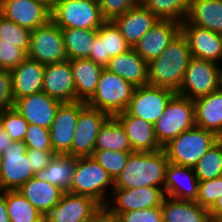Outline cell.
I'll return each mask as SVG.
<instances>
[{"label":"cell","mask_w":222,"mask_h":222,"mask_svg":"<svg viewBox=\"0 0 222 222\" xmlns=\"http://www.w3.org/2000/svg\"><path fill=\"white\" fill-rule=\"evenodd\" d=\"M191 58L188 41L180 33L159 57L148 62V84L177 92Z\"/></svg>","instance_id":"6da1fadb"},{"label":"cell","mask_w":222,"mask_h":222,"mask_svg":"<svg viewBox=\"0 0 222 222\" xmlns=\"http://www.w3.org/2000/svg\"><path fill=\"white\" fill-rule=\"evenodd\" d=\"M169 160L164 149L155 152H133L121 173L114 180V188L144 186L163 187Z\"/></svg>","instance_id":"7a4b0ae2"},{"label":"cell","mask_w":222,"mask_h":222,"mask_svg":"<svg viewBox=\"0 0 222 222\" xmlns=\"http://www.w3.org/2000/svg\"><path fill=\"white\" fill-rule=\"evenodd\" d=\"M219 139L212 131L194 126L172 139L163 149L169 163L193 168Z\"/></svg>","instance_id":"3957f363"},{"label":"cell","mask_w":222,"mask_h":222,"mask_svg":"<svg viewBox=\"0 0 222 222\" xmlns=\"http://www.w3.org/2000/svg\"><path fill=\"white\" fill-rule=\"evenodd\" d=\"M108 185L112 186V192L113 179L93 156L76 157L69 193L89 196L101 205H106L109 201L108 196H105L106 189L110 187Z\"/></svg>","instance_id":"277c9868"},{"label":"cell","mask_w":222,"mask_h":222,"mask_svg":"<svg viewBox=\"0 0 222 222\" xmlns=\"http://www.w3.org/2000/svg\"><path fill=\"white\" fill-rule=\"evenodd\" d=\"M134 90L132 83L103 68L95 94L86 103L114 117L126 111Z\"/></svg>","instance_id":"5b68a950"},{"label":"cell","mask_w":222,"mask_h":222,"mask_svg":"<svg viewBox=\"0 0 222 222\" xmlns=\"http://www.w3.org/2000/svg\"><path fill=\"white\" fill-rule=\"evenodd\" d=\"M51 20L61 29L98 30L107 20L98 0H57L51 10Z\"/></svg>","instance_id":"8992f818"},{"label":"cell","mask_w":222,"mask_h":222,"mask_svg":"<svg viewBox=\"0 0 222 222\" xmlns=\"http://www.w3.org/2000/svg\"><path fill=\"white\" fill-rule=\"evenodd\" d=\"M196 126L193 100L175 93L166 105L163 115L155 122L154 132L163 148L182 132Z\"/></svg>","instance_id":"52a82bcc"},{"label":"cell","mask_w":222,"mask_h":222,"mask_svg":"<svg viewBox=\"0 0 222 222\" xmlns=\"http://www.w3.org/2000/svg\"><path fill=\"white\" fill-rule=\"evenodd\" d=\"M26 57L44 66L68 60L62 30L51 19L46 24L31 30Z\"/></svg>","instance_id":"ba28073f"},{"label":"cell","mask_w":222,"mask_h":222,"mask_svg":"<svg viewBox=\"0 0 222 222\" xmlns=\"http://www.w3.org/2000/svg\"><path fill=\"white\" fill-rule=\"evenodd\" d=\"M220 69L218 63L192 57L176 93L195 100L219 90Z\"/></svg>","instance_id":"9c48e42d"},{"label":"cell","mask_w":222,"mask_h":222,"mask_svg":"<svg viewBox=\"0 0 222 222\" xmlns=\"http://www.w3.org/2000/svg\"><path fill=\"white\" fill-rule=\"evenodd\" d=\"M175 93L172 89L149 84L135 87L126 112L155 124L163 115L167 103Z\"/></svg>","instance_id":"30bf717a"},{"label":"cell","mask_w":222,"mask_h":222,"mask_svg":"<svg viewBox=\"0 0 222 222\" xmlns=\"http://www.w3.org/2000/svg\"><path fill=\"white\" fill-rule=\"evenodd\" d=\"M27 146L23 141L13 142L2 153L0 171V191L18 190L25 182L34 177Z\"/></svg>","instance_id":"8fae6325"},{"label":"cell","mask_w":222,"mask_h":222,"mask_svg":"<svg viewBox=\"0 0 222 222\" xmlns=\"http://www.w3.org/2000/svg\"><path fill=\"white\" fill-rule=\"evenodd\" d=\"M110 117L106 112L86 104L79 112L71 145V156H92L97 135Z\"/></svg>","instance_id":"7c38bea8"},{"label":"cell","mask_w":222,"mask_h":222,"mask_svg":"<svg viewBox=\"0 0 222 222\" xmlns=\"http://www.w3.org/2000/svg\"><path fill=\"white\" fill-rule=\"evenodd\" d=\"M86 104L83 101L60 104L50 127L51 145L57 155L71 156V145L79 112Z\"/></svg>","instance_id":"4fadbf2b"},{"label":"cell","mask_w":222,"mask_h":222,"mask_svg":"<svg viewBox=\"0 0 222 222\" xmlns=\"http://www.w3.org/2000/svg\"><path fill=\"white\" fill-rule=\"evenodd\" d=\"M112 193L115 195L114 206L110 202L111 199L106 206L116 215L161 206L165 197L163 188L154 186L113 188Z\"/></svg>","instance_id":"5bb4252c"},{"label":"cell","mask_w":222,"mask_h":222,"mask_svg":"<svg viewBox=\"0 0 222 222\" xmlns=\"http://www.w3.org/2000/svg\"><path fill=\"white\" fill-rule=\"evenodd\" d=\"M0 14L30 31L51 19V10L36 0H0Z\"/></svg>","instance_id":"9a60e30c"},{"label":"cell","mask_w":222,"mask_h":222,"mask_svg":"<svg viewBox=\"0 0 222 222\" xmlns=\"http://www.w3.org/2000/svg\"><path fill=\"white\" fill-rule=\"evenodd\" d=\"M101 204L94 198L64 192L58 204L45 216V222H88Z\"/></svg>","instance_id":"2e32d148"},{"label":"cell","mask_w":222,"mask_h":222,"mask_svg":"<svg viewBox=\"0 0 222 222\" xmlns=\"http://www.w3.org/2000/svg\"><path fill=\"white\" fill-rule=\"evenodd\" d=\"M180 33L181 23L174 20H159L133 49L148 63L159 57Z\"/></svg>","instance_id":"e0dca14e"},{"label":"cell","mask_w":222,"mask_h":222,"mask_svg":"<svg viewBox=\"0 0 222 222\" xmlns=\"http://www.w3.org/2000/svg\"><path fill=\"white\" fill-rule=\"evenodd\" d=\"M61 103L41 91L16 99L13 108L24 117L28 124L50 129Z\"/></svg>","instance_id":"ac0fdd59"},{"label":"cell","mask_w":222,"mask_h":222,"mask_svg":"<svg viewBox=\"0 0 222 222\" xmlns=\"http://www.w3.org/2000/svg\"><path fill=\"white\" fill-rule=\"evenodd\" d=\"M181 33L188 41L191 55L214 63L222 59V34L189 24L181 23Z\"/></svg>","instance_id":"d6986e66"},{"label":"cell","mask_w":222,"mask_h":222,"mask_svg":"<svg viewBox=\"0 0 222 222\" xmlns=\"http://www.w3.org/2000/svg\"><path fill=\"white\" fill-rule=\"evenodd\" d=\"M42 91L62 103L75 101V83L70 60L45 66Z\"/></svg>","instance_id":"ffe728a7"},{"label":"cell","mask_w":222,"mask_h":222,"mask_svg":"<svg viewBox=\"0 0 222 222\" xmlns=\"http://www.w3.org/2000/svg\"><path fill=\"white\" fill-rule=\"evenodd\" d=\"M114 117L124 127L132 152H155L162 149L155 136L154 124L129 115L126 111Z\"/></svg>","instance_id":"44dd1931"},{"label":"cell","mask_w":222,"mask_h":222,"mask_svg":"<svg viewBox=\"0 0 222 222\" xmlns=\"http://www.w3.org/2000/svg\"><path fill=\"white\" fill-rule=\"evenodd\" d=\"M159 21V19L141 4L117 16L112 22L133 48L137 42Z\"/></svg>","instance_id":"7402d4cb"},{"label":"cell","mask_w":222,"mask_h":222,"mask_svg":"<svg viewBox=\"0 0 222 222\" xmlns=\"http://www.w3.org/2000/svg\"><path fill=\"white\" fill-rule=\"evenodd\" d=\"M183 179H186L185 183L188 185H183L184 182H181ZM198 188L199 180L193 168L172 163L168 164L164 184L165 196L178 200L196 201Z\"/></svg>","instance_id":"603a6c76"},{"label":"cell","mask_w":222,"mask_h":222,"mask_svg":"<svg viewBox=\"0 0 222 222\" xmlns=\"http://www.w3.org/2000/svg\"><path fill=\"white\" fill-rule=\"evenodd\" d=\"M44 69L40 62L26 57L10 71L14 101L42 91Z\"/></svg>","instance_id":"cb8c5ba5"},{"label":"cell","mask_w":222,"mask_h":222,"mask_svg":"<svg viewBox=\"0 0 222 222\" xmlns=\"http://www.w3.org/2000/svg\"><path fill=\"white\" fill-rule=\"evenodd\" d=\"M105 69L117 74L135 87L148 84V63L133 48L123 54L112 57Z\"/></svg>","instance_id":"d4e9b609"},{"label":"cell","mask_w":222,"mask_h":222,"mask_svg":"<svg viewBox=\"0 0 222 222\" xmlns=\"http://www.w3.org/2000/svg\"><path fill=\"white\" fill-rule=\"evenodd\" d=\"M196 126L222 138V89L193 100Z\"/></svg>","instance_id":"484cf974"},{"label":"cell","mask_w":222,"mask_h":222,"mask_svg":"<svg viewBox=\"0 0 222 222\" xmlns=\"http://www.w3.org/2000/svg\"><path fill=\"white\" fill-rule=\"evenodd\" d=\"M70 65L75 83V101L87 102L95 94L104 67L87 58L70 60Z\"/></svg>","instance_id":"4316f807"},{"label":"cell","mask_w":222,"mask_h":222,"mask_svg":"<svg viewBox=\"0 0 222 222\" xmlns=\"http://www.w3.org/2000/svg\"><path fill=\"white\" fill-rule=\"evenodd\" d=\"M18 191L44 216L61 199L64 191L48 181H40L35 176L25 182Z\"/></svg>","instance_id":"83f0119b"},{"label":"cell","mask_w":222,"mask_h":222,"mask_svg":"<svg viewBox=\"0 0 222 222\" xmlns=\"http://www.w3.org/2000/svg\"><path fill=\"white\" fill-rule=\"evenodd\" d=\"M163 222H209V210L196 201L165 196L162 202Z\"/></svg>","instance_id":"f1b7e54d"},{"label":"cell","mask_w":222,"mask_h":222,"mask_svg":"<svg viewBox=\"0 0 222 222\" xmlns=\"http://www.w3.org/2000/svg\"><path fill=\"white\" fill-rule=\"evenodd\" d=\"M189 24L222 34V0H191Z\"/></svg>","instance_id":"f546056e"},{"label":"cell","mask_w":222,"mask_h":222,"mask_svg":"<svg viewBox=\"0 0 222 222\" xmlns=\"http://www.w3.org/2000/svg\"><path fill=\"white\" fill-rule=\"evenodd\" d=\"M75 164L76 157L74 156L56 155L46 168L35 174V177L40 181H48L64 192H68L71 187Z\"/></svg>","instance_id":"4dcf8cb0"},{"label":"cell","mask_w":222,"mask_h":222,"mask_svg":"<svg viewBox=\"0 0 222 222\" xmlns=\"http://www.w3.org/2000/svg\"><path fill=\"white\" fill-rule=\"evenodd\" d=\"M61 30L68 60L88 58L98 30L74 28Z\"/></svg>","instance_id":"1f68e13d"},{"label":"cell","mask_w":222,"mask_h":222,"mask_svg":"<svg viewBox=\"0 0 222 222\" xmlns=\"http://www.w3.org/2000/svg\"><path fill=\"white\" fill-rule=\"evenodd\" d=\"M95 150L132 151L124 127L115 117H110L101 127Z\"/></svg>","instance_id":"d6a6232c"},{"label":"cell","mask_w":222,"mask_h":222,"mask_svg":"<svg viewBox=\"0 0 222 222\" xmlns=\"http://www.w3.org/2000/svg\"><path fill=\"white\" fill-rule=\"evenodd\" d=\"M5 203L10 222H45V216L18 190L5 191Z\"/></svg>","instance_id":"836d02e7"},{"label":"cell","mask_w":222,"mask_h":222,"mask_svg":"<svg viewBox=\"0 0 222 222\" xmlns=\"http://www.w3.org/2000/svg\"><path fill=\"white\" fill-rule=\"evenodd\" d=\"M191 0H140L159 20L185 21Z\"/></svg>","instance_id":"e575fe53"},{"label":"cell","mask_w":222,"mask_h":222,"mask_svg":"<svg viewBox=\"0 0 222 222\" xmlns=\"http://www.w3.org/2000/svg\"><path fill=\"white\" fill-rule=\"evenodd\" d=\"M199 181L222 176V138L213 144L193 167Z\"/></svg>","instance_id":"d590c367"},{"label":"cell","mask_w":222,"mask_h":222,"mask_svg":"<svg viewBox=\"0 0 222 222\" xmlns=\"http://www.w3.org/2000/svg\"><path fill=\"white\" fill-rule=\"evenodd\" d=\"M98 36L104 42L105 66L112 57L118 56L131 49L119 29L112 21H106L99 29Z\"/></svg>","instance_id":"8d00e7d4"},{"label":"cell","mask_w":222,"mask_h":222,"mask_svg":"<svg viewBox=\"0 0 222 222\" xmlns=\"http://www.w3.org/2000/svg\"><path fill=\"white\" fill-rule=\"evenodd\" d=\"M31 31L6 19L0 14V44H17V48L27 53Z\"/></svg>","instance_id":"74e56055"},{"label":"cell","mask_w":222,"mask_h":222,"mask_svg":"<svg viewBox=\"0 0 222 222\" xmlns=\"http://www.w3.org/2000/svg\"><path fill=\"white\" fill-rule=\"evenodd\" d=\"M132 153V151L94 150L92 156L114 181L124 169Z\"/></svg>","instance_id":"f35d334b"},{"label":"cell","mask_w":222,"mask_h":222,"mask_svg":"<svg viewBox=\"0 0 222 222\" xmlns=\"http://www.w3.org/2000/svg\"><path fill=\"white\" fill-rule=\"evenodd\" d=\"M0 123L11 136L13 142L24 140L29 124L14 108L4 110L0 113Z\"/></svg>","instance_id":"ab89813d"},{"label":"cell","mask_w":222,"mask_h":222,"mask_svg":"<svg viewBox=\"0 0 222 222\" xmlns=\"http://www.w3.org/2000/svg\"><path fill=\"white\" fill-rule=\"evenodd\" d=\"M220 196H222V176L211 180L199 181L196 202L203 208L209 210Z\"/></svg>","instance_id":"60d3db41"},{"label":"cell","mask_w":222,"mask_h":222,"mask_svg":"<svg viewBox=\"0 0 222 222\" xmlns=\"http://www.w3.org/2000/svg\"><path fill=\"white\" fill-rule=\"evenodd\" d=\"M23 142L30 149L53 151L50 129L35 124H29Z\"/></svg>","instance_id":"b9f144b4"},{"label":"cell","mask_w":222,"mask_h":222,"mask_svg":"<svg viewBox=\"0 0 222 222\" xmlns=\"http://www.w3.org/2000/svg\"><path fill=\"white\" fill-rule=\"evenodd\" d=\"M103 17L112 21L127 10L140 5V0H98Z\"/></svg>","instance_id":"7bdbcfd3"},{"label":"cell","mask_w":222,"mask_h":222,"mask_svg":"<svg viewBox=\"0 0 222 222\" xmlns=\"http://www.w3.org/2000/svg\"><path fill=\"white\" fill-rule=\"evenodd\" d=\"M117 216L120 222H163L162 205L119 213Z\"/></svg>","instance_id":"ee69618b"},{"label":"cell","mask_w":222,"mask_h":222,"mask_svg":"<svg viewBox=\"0 0 222 222\" xmlns=\"http://www.w3.org/2000/svg\"><path fill=\"white\" fill-rule=\"evenodd\" d=\"M26 58L17 44H0V69L11 71Z\"/></svg>","instance_id":"f6af8a7d"},{"label":"cell","mask_w":222,"mask_h":222,"mask_svg":"<svg viewBox=\"0 0 222 222\" xmlns=\"http://www.w3.org/2000/svg\"><path fill=\"white\" fill-rule=\"evenodd\" d=\"M13 106L14 96L11 72L0 69V113L13 108Z\"/></svg>","instance_id":"bcb514c9"},{"label":"cell","mask_w":222,"mask_h":222,"mask_svg":"<svg viewBox=\"0 0 222 222\" xmlns=\"http://www.w3.org/2000/svg\"><path fill=\"white\" fill-rule=\"evenodd\" d=\"M28 159L30 160L34 174L47 167L51 160L57 155L54 151H43L27 148Z\"/></svg>","instance_id":"7dc6e473"},{"label":"cell","mask_w":222,"mask_h":222,"mask_svg":"<svg viewBox=\"0 0 222 222\" xmlns=\"http://www.w3.org/2000/svg\"><path fill=\"white\" fill-rule=\"evenodd\" d=\"M87 59H90L105 68L104 42H102L101 38L98 35L94 39V45L92 46Z\"/></svg>","instance_id":"c3c4849f"},{"label":"cell","mask_w":222,"mask_h":222,"mask_svg":"<svg viewBox=\"0 0 222 222\" xmlns=\"http://www.w3.org/2000/svg\"><path fill=\"white\" fill-rule=\"evenodd\" d=\"M88 222H120L119 217L106 205H101Z\"/></svg>","instance_id":"681fc988"},{"label":"cell","mask_w":222,"mask_h":222,"mask_svg":"<svg viewBox=\"0 0 222 222\" xmlns=\"http://www.w3.org/2000/svg\"><path fill=\"white\" fill-rule=\"evenodd\" d=\"M13 143L11 136L0 123V153L2 154Z\"/></svg>","instance_id":"f907efd6"},{"label":"cell","mask_w":222,"mask_h":222,"mask_svg":"<svg viewBox=\"0 0 222 222\" xmlns=\"http://www.w3.org/2000/svg\"><path fill=\"white\" fill-rule=\"evenodd\" d=\"M209 215L211 219L222 220V196L209 209Z\"/></svg>","instance_id":"816d5d0a"},{"label":"cell","mask_w":222,"mask_h":222,"mask_svg":"<svg viewBox=\"0 0 222 222\" xmlns=\"http://www.w3.org/2000/svg\"><path fill=\"white\" fill-rule=\"evenodd\" d=\"M0 192V222H10L5 203V191Z\"/></svg>","instance_id":"f5cc1de1"},{"label":"cell","mask_w":222,"mask_h":222,"mask_svg":"<svg viewBox=\"0 0 222 222\" xmlns=\"http://www.w3.org/2000/svg\"><path fill=\"white\" fill-rule=\"evenodd\" d=\"M36 1L41 2L42 4L47 6L50 10H52L57 0H36Z\"/></svg>","instance_id":"db71d44e"},{"label":"cell","mask_w":222,"mask_h":222,"mask_svg":"<svg viewBox=\"0 0 222 222\" xmlns=\"http://www.w3.org/2000/svg\"><path fill=\"white\" fill-rule=\"evenodd\" d=\"M220 89H222V67L220 69Z\"/></svg>","instance_id":"11a10c76"},{"label":"cell","mask_w":222,"mask_h":222,"mask_svg":"<svg viewBox=\"0 0 222 222\" xmlns=\"http://www.w3.org/2000/svg\"><path fill=\"white\" fill-rule=\"evenodd\" d=\"M2 160H3L2 154L0 153V171H1V166H2Z\"/></svg>","instance_id":"9f6ffc18"},{"label":"cell","mask_w":222,"mask_h":222,"mask_svg":"<svg viewBox=\"0 0 222 222\" xmlns=\"http://www.w3.org/2000/svg\"><path fill=\"white\" fill-rule=\"evenodd\" d=\"M209 222H222V220L210 219Z\"/></svg>","instance_id":"6f0895ef"}]
</instances>
